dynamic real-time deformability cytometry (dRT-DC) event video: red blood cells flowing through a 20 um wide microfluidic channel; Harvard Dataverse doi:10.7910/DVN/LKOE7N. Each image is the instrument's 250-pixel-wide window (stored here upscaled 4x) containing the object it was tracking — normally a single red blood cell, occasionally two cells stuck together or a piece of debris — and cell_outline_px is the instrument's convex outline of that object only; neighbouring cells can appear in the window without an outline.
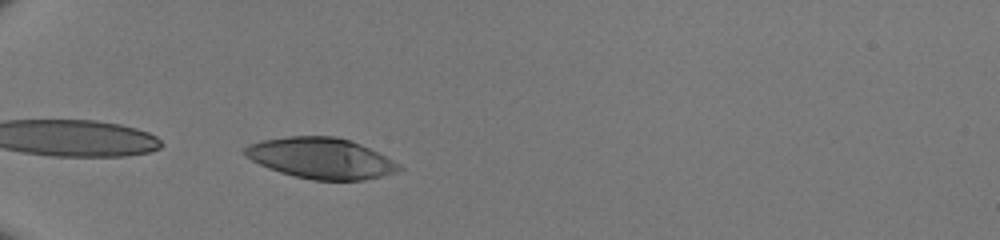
{"species": "human", "species_latin": "Homo sapiens", "temperature_condition": "room temperature", "stored_images_in_passage": 29, "camera_frame_rate_fps": 3000, "um_per_image_px": 0.085, "donor": {"sex": "male"}, "frame": {"image": 1, "passage_image": 1, "time_ms": 0.0, "image_size_px": [1000, 240], "cell_outline_px": [[404, 168], [396, 172], [364, 180], [312, 180], [280, 172], [268, 168], [244, 156], [244, 148], [248, 144], [260, 140], [288, 136], [336, 136], [360, 144], [400, 164]], "centroid_in_image_um": [27.25, 13.44], "position_along_channel_um": 57.8, "area_um2": 36.47}}
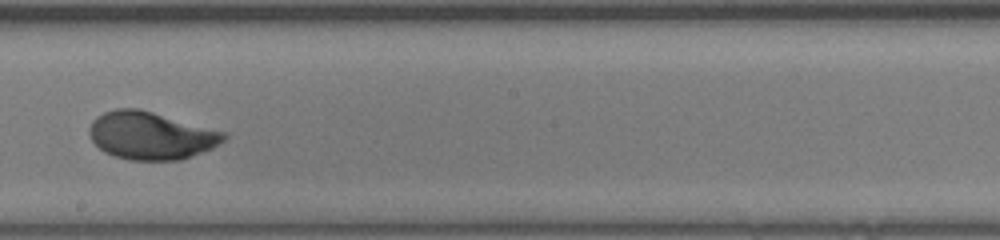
{"frame": {"image": 2, "passage_image": 15, "time_ms": 4.667, "image_size_px": [1000, 240], "cell_outline_px": [[228, 136], [224, 140], [212, 148], [180, 160], [128, 160], [104, 152], [92, 140], [88, 132], [88, 128], [92, 120], [96, 116], [104, 112], [116, 108], [140, 108], [228, 132]], "centroid_in_image_um": [12.83, 11.5], "position_along_channel_um": 235.4, "area_um2": 37.69}}
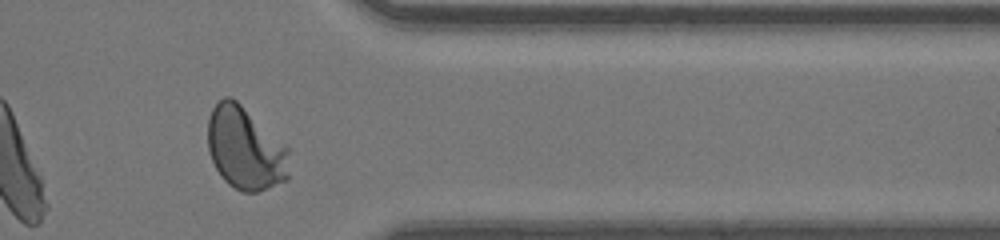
{"frame": {"image": 3, "passage_image": 26, "time_ms": 8.333, "image_size_px": [1000, 240], "cell_outline_px": [[288, 180], [256, 192], [244, 192], [228, 184], [220, 176], [212, 160], [208, 148], [208, 120], [212, 108], [224, 96], [228, 96], [236, 100], [288, 148]], "centroid_in_image_um": [20.82, 12.63], "position_along_channel_um": 390.6, "area_um2": 38.78}}